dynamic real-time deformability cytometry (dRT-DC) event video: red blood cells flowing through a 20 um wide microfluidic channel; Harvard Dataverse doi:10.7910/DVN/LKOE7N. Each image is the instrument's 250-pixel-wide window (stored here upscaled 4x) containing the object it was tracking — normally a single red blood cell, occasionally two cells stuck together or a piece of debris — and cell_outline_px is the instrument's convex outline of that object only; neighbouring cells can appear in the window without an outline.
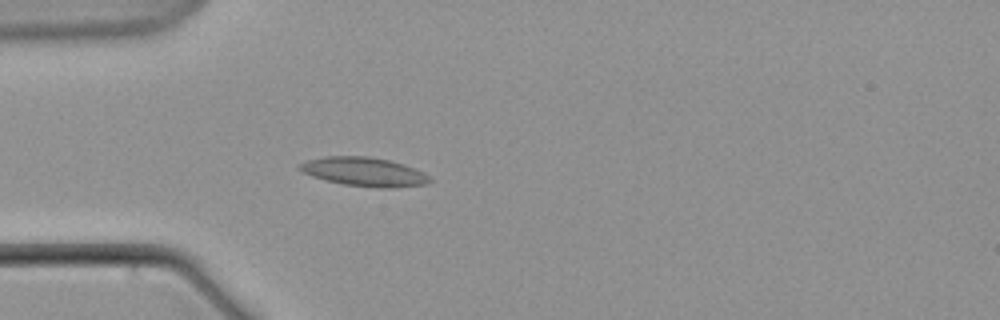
{"species": "common noctule bat (a hibernating species)", "species_latin": "Nyctalus noctula", "temperature_condition": "warm", "stored_images_in_passage": 17, "camera_frame_rate_fps": 3000, "um_per_image_px": 0.085, "animal": {"sex": "male", "body_mass_g": 21.5, "forearm_length_mm": 52.0}, "frame": {"image": 1, "passage_image": 4, "time_ms": 4.667, "image_size_px": [1000, 320], "cell_outline_px": [[432, 180], [428, 184], [392, 188], [376, 188], [344, 184], [324, 180], [312, 176], [296, 168], [296, 164], [304, 160], [324, 156], [368, 156], [388, 160], [404, 164], [424, 172]], "centroid_in_image_um": [30.91, 14.6], "position_along_channel_um": 54.1, "area_um2": 22.2}}
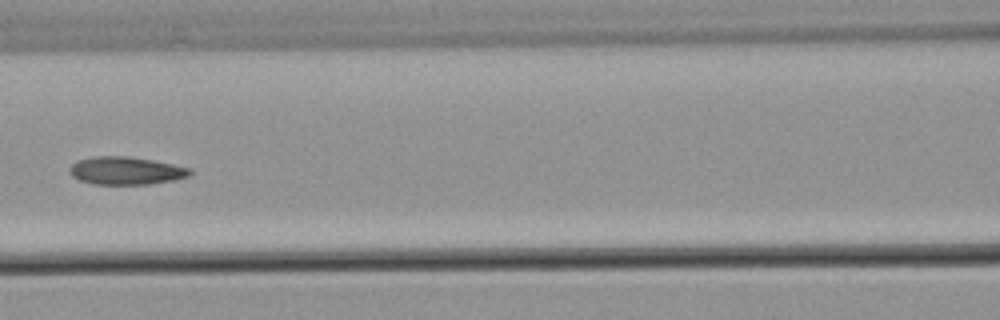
{"frame": {"image": 2, "passage_image": 7, "time_ms": 8.333, "image_size_px": [1000, 320], "cell_outline_px": [[192, 172], [188, 176], [172, 180], [148, 184], [92, 184], [80, 180], [72, 176], [68, 172], [68, 168], [76, 160], [92, 156], [128, 156], [152, 160], [192, 168]], "centroid_in_image_um": [10.65, 14.5], "position_along_channel_um": 155.9, "area_um2": 19.59}}
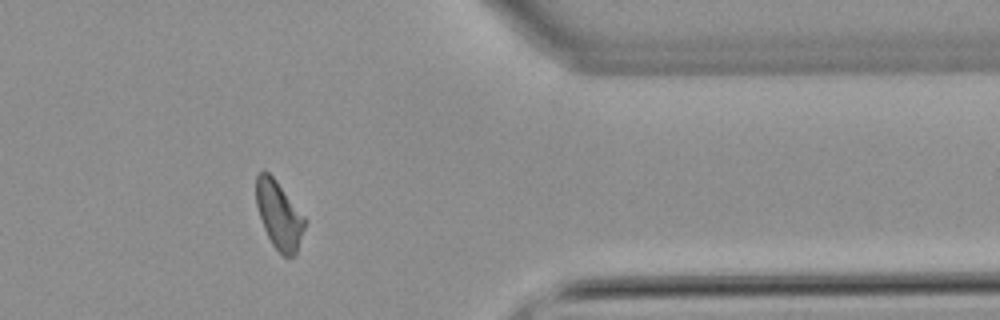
{"frame": {"image": 3, "passage_image": 13, "time_ms": 16.667, "image_size_px": [1000, 320], "cell_outline_px": [[308, 220], [296, 252], [292, 256], [284, 256], [272, 244], [264, 228], [256, 204], [256, 176], [260, 172], [268, 172], [276, 180]], "centroid_in_image_um": [23.74, 18.27], "position_along_channel_um": 387.7, "area_um2": 19.02}}